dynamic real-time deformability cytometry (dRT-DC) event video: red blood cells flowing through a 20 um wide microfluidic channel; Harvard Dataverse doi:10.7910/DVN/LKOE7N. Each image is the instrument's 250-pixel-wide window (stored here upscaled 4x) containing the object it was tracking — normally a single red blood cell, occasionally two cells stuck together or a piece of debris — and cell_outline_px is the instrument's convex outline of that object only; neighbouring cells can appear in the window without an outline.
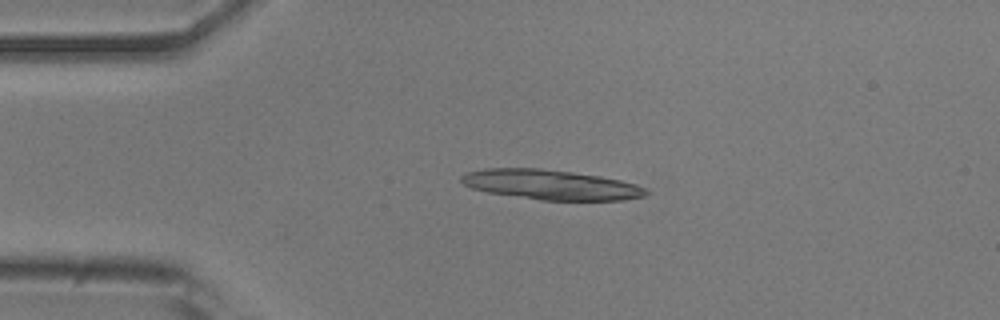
{"species": "common noctule bat (a hibernating species)", "species_latin": "Nyctalus noctula", "temperature_condition": "room temperature", "stored_images_in_passage": 41, "camera_frame_rate_fps": 3000, "um_per_image_px": 0.085, "animal": {"sex": "male", "body_mass_g": 20.5, "forearm_length_mm": 52.5}, "frame": {"image": 1, "passage_image": 1, "time_ms": 0.0, "image_size_px": [1000, 320], "cell_outline_px": [[648, 192], [644, 196], [624, 200], [540, 200], [488, 192], [472, 188], [464, 184], [460, 180], [460, 176], [468, 172], [484, 168], [540, 168], [572, 172], [600, 176], [620, 180], [636, 184], [644, 188]], "centroid_in_image_um": [46.8, 15.7], "position_along_channel_um": 38.2, "area_um2": 32.02}, "authors_computed_cell_mechanics": {"area_um2": 18.4382, "velocity_mm_per_s": 3.8736, "shape_relaxation_time_tau1_ms": null, "shape_relaxation_time_tau2_ms": 5.4437, "deformation_change_tau1": null, "deformation_change_tau2": 0.161}}